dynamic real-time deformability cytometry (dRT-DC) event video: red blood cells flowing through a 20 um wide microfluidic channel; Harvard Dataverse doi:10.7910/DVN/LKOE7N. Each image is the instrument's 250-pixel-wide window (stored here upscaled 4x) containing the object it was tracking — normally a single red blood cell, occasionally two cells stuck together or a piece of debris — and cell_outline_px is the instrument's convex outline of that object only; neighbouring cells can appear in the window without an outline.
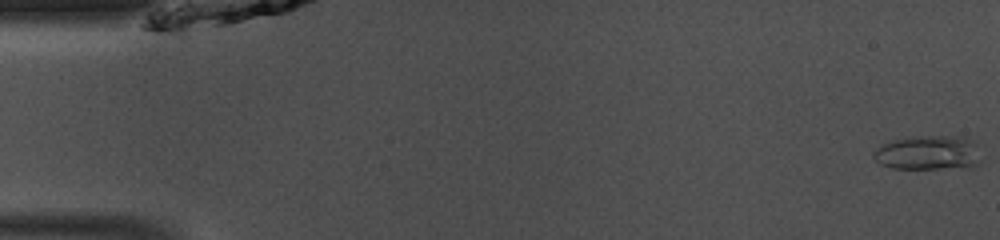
{"species": "common noctule bat (a hibernating species)", "species_latin": "Nyctalus noctula", "temperature_condition": "room temperature", "stored_images_in_passage": 15, "camera_frame_rate_fps": 3000, "um_per_image_px": 0.085, "animal": {"sex": "male", "body_mass_g": 13.0, "forearm_length_mm": 53.1}, "frame": {"image": 1, "passage_image": 1, "time_ms": 0.0, "image_size_px": [1000, 240], "cell_outline_px": [[976, 164], [968, 168], [892, 168], [880, 164], [872, 156], [872, 152], [876, 148], [884, 144], [896, 140], [920, 136], [968, 136], [976, 144]], "centroid_in_image_um": [78.87, 12.98], "position_along_channel_um": 6.1, "area_um2": 21.21}}